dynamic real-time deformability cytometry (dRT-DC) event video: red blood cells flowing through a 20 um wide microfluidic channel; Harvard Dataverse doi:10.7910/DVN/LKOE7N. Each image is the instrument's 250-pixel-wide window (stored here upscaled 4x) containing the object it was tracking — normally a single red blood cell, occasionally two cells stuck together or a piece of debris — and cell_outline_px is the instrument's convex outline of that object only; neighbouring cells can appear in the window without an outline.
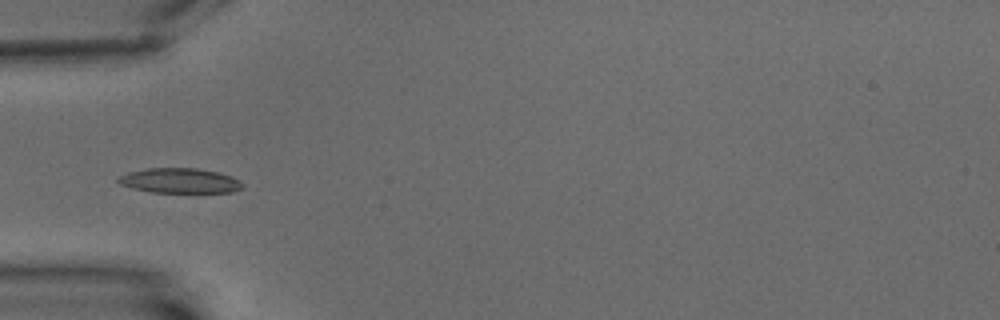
{"species": "common noctule bat (a hibernating species)", "species_latin": "Nyctalus noctula", "temperature_condition": "warm", "stored_images_in_passage": 4, "camera_frame_rate_fps": 3000, "um_per_image_px": 0.085, "animal": {"sex": "male", "body_mass_g": 15.6}, "frame": {"image": 1, "passage_image": 2, "time_ms": 1.0, "image_size_px": [1000, 320], "cell_outline_px": [[244, 188], [232, 192], [152, 192], [132, 188], [120, 184], [116, 180], [120, 176], [128, 172], [148, 168], [196, 168], [216, 172], [232, 176], [240, 180], [244, 184]], "centroid_in_image_um": [15.31, 15.36], "position_along_channel_um": 69.7, "area_um2": 18.03}}
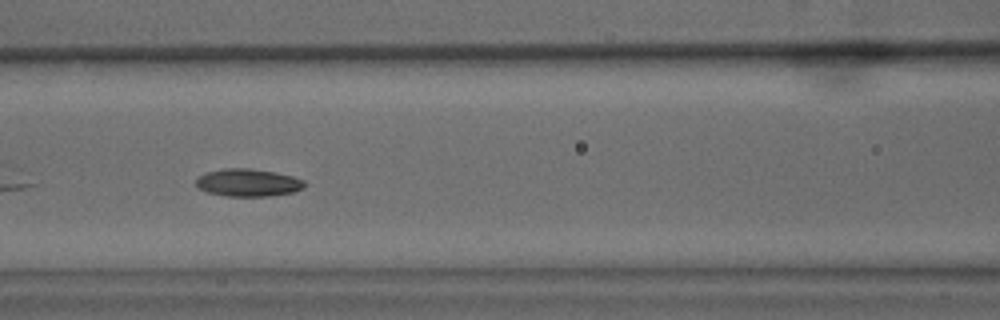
{"frame": {"image": 2, "passage_image": 4, "time_ms": 3.333, "image_size_px": [1000, 320], "cell_outline_px": [[308, 184], [304, 188], [292, 192], [268, 196], [228, 196], [208, 192], [200, 188], [196, 184], [196, 180], [200, 176], [208, 172], [224, 168], [248, 168], [272, 172], [292, 176], [304, 180]], "centroid_in_image_um": [21.13, 15.52], "position_along_channel_um": 145.5, "area_um2": 17.22}}